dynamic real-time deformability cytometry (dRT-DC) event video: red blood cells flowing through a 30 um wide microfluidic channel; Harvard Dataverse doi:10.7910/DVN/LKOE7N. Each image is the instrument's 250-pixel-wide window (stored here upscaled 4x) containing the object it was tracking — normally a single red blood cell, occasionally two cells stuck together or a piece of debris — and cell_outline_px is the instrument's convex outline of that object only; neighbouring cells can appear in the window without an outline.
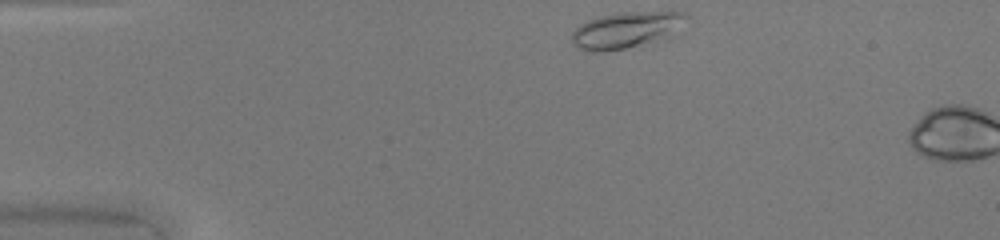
{"species": "common noctule bat (a hibernating species)", "species_latin": "Nyctalus noctula", "temperature_condition": "warm", "stored_images_in_passage": 3, "camera_frame_rate_fps": 3000, "um_per_image_px": 0.085, "animal": {"sex": "female", "body_mass_g": 20.0, "forearm_length_mm": 54.0}, "frame": {"image": 1, "passage_image": 1, "time_ms": 0.0, "image_size_px": [1000, 240], "cell_outline_px": [[688, 16], [676, 36], [624, 48], [596, 52], [592, 52], [580, 48], [572, 44], [572, 32], [580, 24], [588, 20], [600, 16], [616, 12], [684, 12]], "centroid_in_image_um": [53.26, 2.54], "position_along_channel_um": 31.7, "area_um2": 24.28}}